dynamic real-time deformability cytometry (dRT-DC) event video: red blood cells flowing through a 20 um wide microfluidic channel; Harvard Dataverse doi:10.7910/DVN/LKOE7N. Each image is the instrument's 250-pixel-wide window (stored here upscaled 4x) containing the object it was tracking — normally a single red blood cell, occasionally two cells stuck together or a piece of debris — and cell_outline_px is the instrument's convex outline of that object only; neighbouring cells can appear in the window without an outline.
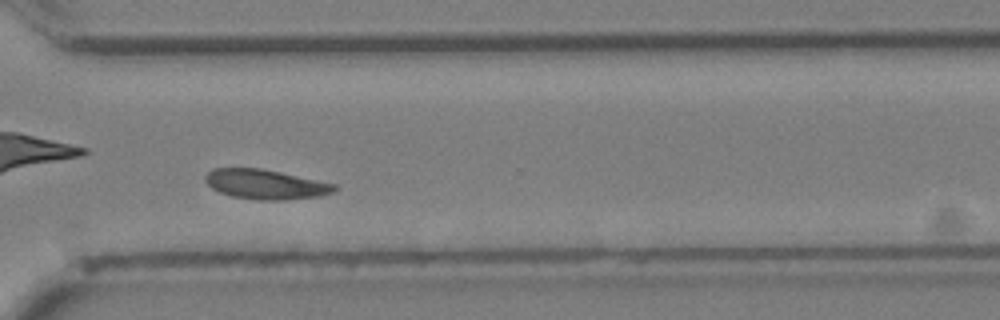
{"species": "Egyptian fruit bat (a non-hibernating species)", "species_latin": "Rousettus aegyptiacus", "temperature_condition": "cold", "stored_images_in_passage": 32, "camera_frame_rate_fps": 3000, "um_per_image_px": 0.085, "animal": {"sex": "female"}, "frame": {"image": 1, "passage_image": 23, "time_ms": 7.333, "image_size_px": [1000, 320], "cell_outline_px": [[336, 188], [332, 192], [320, 196], [284, 200], [260, 200], [232, 196], [220, 192], [212, 188], [204, 180], [204, 176], [212, 168], [260, 168], [280, 172], [336, 184]], "centroid_in_image_um": [22.54, 15.66], "position_along_channel_um": 348.1, "area_um2": 22.2}}
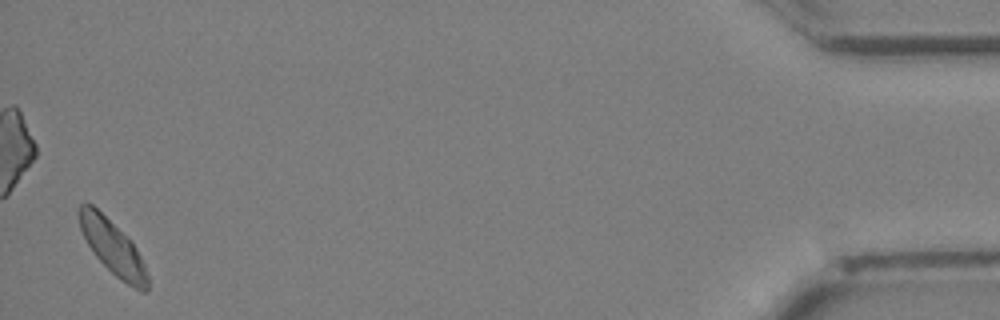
{"frame": {"image": 2, "passage_image": 32, "time_ms": 10.333, "image_size_px": [1000, 320], "cell_outline_px": [[148, 292], [140, 292], [116, 276], [92, 252], [80, 228], [76, 212], [76, 208], [84, 200], [92, 204], [136, 248], [144, 264], [148, 276]], "centroid_in_image_um": [9.53, 21.01], "position_along_channel_um": 425.7, "area_um2": 21.15}}